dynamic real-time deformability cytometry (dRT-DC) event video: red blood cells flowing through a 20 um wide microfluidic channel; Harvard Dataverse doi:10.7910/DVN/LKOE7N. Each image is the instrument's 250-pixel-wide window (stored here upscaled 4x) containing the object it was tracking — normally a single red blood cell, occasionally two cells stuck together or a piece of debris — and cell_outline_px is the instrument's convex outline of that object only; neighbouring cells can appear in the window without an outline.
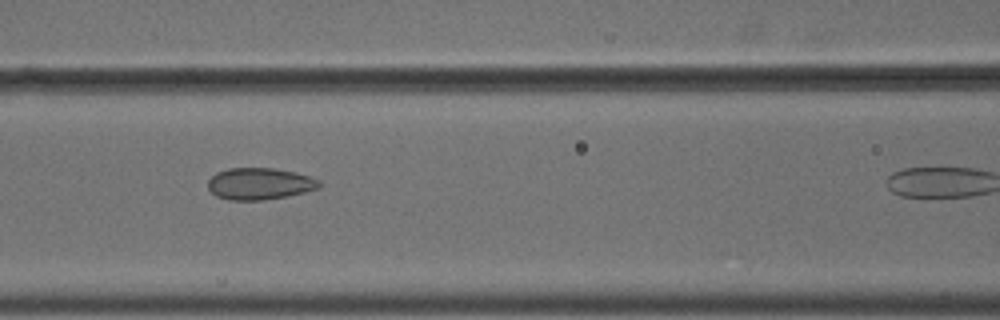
{"species": "common noctule bat (a hibernating species)", "species_latin": "Nyctalus noctula", "temperature_condition": "cold", "stored_images_in_passage": 7, "camera_frame_rate_fps": 3000, "um_per_image_px": 0.085, "animal": {"sex": "male", "body_mass_g": 18.8}, "frame": {"image": 1, "passage_image": 6, "time_ms": 1.667, "image_size_px": [1000, 320], "cell_outline_px": [[320, 188], [304, 192], [264, 200], [228, 200], [216, 196], [208, 188], [208, 180], [216, 172], [228, 168], [272, 168], [296, 172], [320, 180]], "centroid_in_image_um": [22.05, 15.61], "position_along_channel_um": 144.6, "area_um2": 20.58}}